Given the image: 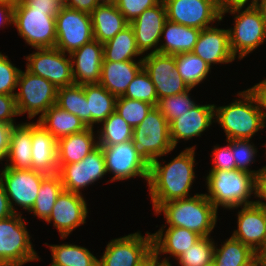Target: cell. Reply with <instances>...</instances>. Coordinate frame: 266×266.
Returning a JSON list of instances; mask_svg holds the SVG:
<instances>
[{"instance_id": "3", "label": "cell", "mask_w": 266, "mask_h": 266, "mask_svg": "<svg viewBox=\"0 0 266 266\" xmlns=\"http://www.w3.org/2000/svg\"><path fill=\"white\" fill-rule=\"evenodd\" d=\"M208 194L205 196L218 210V206L226 209L238 208L254 204L249 201L255 193V175L247 171L210 170L206 177Z\"/></svg>"}, {"instance_id": "13", "label": "cell", "mask_w": 266, "mask_h": 266, "mask_svg": "<svg viewBox=\"0 0 266 266\" xmlns=\"http://www.w3.org/2000/svg\"><path fill=\"white\" fill-rule=\"evenodd\" d=\"M36 50L25 58L28 71L47 79L57 88L74 84L70 55L67 57L66 53L56 47Z\"/></svg>"}, {"instance_id": "11", "label": "cell", "mask_w": 266, "mask_h": 266, "mask_svg": "<svg viewBox=\"0 0 266 266\" xmlns=\"http://www.w3.org/2000/svg\"><path fill=\"white\" fill-rule=\"evenodd\" d=\"M55 20L58 50L71 54L94 40L91 14L62 6Z\"/></svg>"}, {"instance_id": "17", "label": "cell", "mask_w": 266, "mask_h": 266, "mask_svg": "<svg viewBox=\"0 0 266 266\" xmlns=\"http://www.w3.org/2000/svg\"><path fill=\"white\" fill-rule=\"evenodd\" d=\"M65 191L81 194L80 190L101 179L106 173L104 154L97 146L83 160L72 164H58Z\"/></svg>"}, {"instance_id": "35", "label": "cell", "mask_w": 266, "mask_h": 266, "mask_svg": "<svg viewBox=\"0 0 266 266\" xmlns=\"http://www.w3.org/2000/svg\"><path fill=\"white\" fill-rule=\"evenodd\" d=\"M63 190L62 181L58 173L47 175L41 182L37 198L29 212H33L35 216L46 221L51 215L57 197Z\"/></svg>"}, {"instance_id": "30", "label": "cell", "mask_w": 266, "mask_h": 266, "mask_svg": "<svg viewBox=\"0 0 266 266\" xmlns=\"http://www.w3.org/2000/svg\"><path fill=\"white\" fill-rule=\"evenodd\" d=\"M32 122L16 124L10 132L9 150L5 167L32 169Z\"/></svg>"}, {"instance_id": "29", "label": "cell", "mask_w": 266, "mask_h": 266, "mask_svg": "<svg viewBox=\"0 0 266 266\" xmlns=\"http://www.w3.org/2000/svg\"><path fill=\"white\" fill-rule=\"evenodd\" d=\"M93 128L62 137L57 140L58 164L77 163L98 146Z\"/></svg>"}, {"instance_id": "44", "label": "cell", "mask_w": 266, "mask_h": 266, "mask_svg": "<svg viewBox=\"0 0 266 266\" xmlns=\"http://www.w3.org/2000/svg\"><path fill=\"white\" fill-rule=\"evenodd\" d=\"M250 139H234L232 140L233 157L236 164V169L247 171L253 175H257L260 171L250 170V163L254 162L255 154L257 150L254 144H249Z\"/></svg>"}, {"instance_id": "40", "label": "cell", "mask_w": 266, "mask_h": 266, "mask_svg": "<svg viewBox=\"0 0 266 266\" xmlns=\"http://www.w3.org/2000/svg\"><path fill=\"white\" fill-rule=\"evenodd\" d=\"M215 243L208 237H202L177 258L181 266H205L213 261Z\"/></svg>"}, {"instance_id": "39", "label": "cell", "mask_w": 266, "mask_h": 266, "mask_svg": "<svg viewBox=\"0 0 266 266\" xmlns=\"http://www.w3.org/2000/svg\"><path fill=\"white\" fill-rule=\"evenodd\" d=\"M101 128L97 131L100 133L98 145H115L133 140V127L115 111L102 122Z\"/></svg>"}, {"instance_id": "32", "label": "cell", "mask_w": 266, "mask_h": 266, "mask_svg": "<svg viewBox=\"0 0 266 266\" xmlns=\"http://www.w3.org/2000/svg\"><path fill=\"white\" fill-rule=\"evenodd\" d=\"M84 92L94 128V124L102 123L115 111L117 97L99 83L84 85Z\"/></svg>"}, {"instance_id": "18", "label": "cell", "mask_w": 266, "mask_h": 266, "mask_svg": "<svg viewBox=\"0 0 266 266\" xmlns=\"http://www.w3.org/2000/svg\"><path fill=\"white\" fill-rule=\"evenodd\" d=\"M238 229L232 237L249 246L255 253L266 255V209L255 204L238 211Z\"/></svg>"}, {"instance_id": "54", "label": "cell", "mask_w": 266, "mask_h": 266, "mask_svg": "<svg viewBox=\"0 0 266 266\" xmlns=\"http://www.w3.org/2000/svg\"><path fill=\"white\" fill-rule=\"evenodd\" d=\"M14 3L0 1V26L13 24L14 22Z\"/></svg>"}, {"instance_id": "12", "label": "cell", "mask_w": 266, "mask_h": 266, "mask_svg": "<svg viewBox=\"0 0 266 266\" xmlns=\"http://www.w3.org/2000/svg\"><path fill=\"white\" fill-rule=\"evenodd\" d=\"M47 175L34 169H13L4 167L0 172V181L4 186L11 209L16 203L29 211L37 198L41 182Z\"/></svg>"}, {"instance_id": "2", "label": "cell", "mask_w": 266, "mask_h": 266, "mask_svg": "<svg viewBox=\"0 0 266 266\" xmlns=\"http://www.w3.org/2000/svg\"><path fill=\"white\" fill-rule=\"evenodd\" d=\"M164 213L168 227H183L208 237L217 222V209L205 194L175 199L161 204L155 211Z\"/></svg>"}, {"instance_id": "43", "label": "cell", "mask_w": 266, "mask_h": 266, "mask_svg": "<svg viewBox=\"0 0 266 266\" xmlns=\"http://www.w3.org/2000/svg\"><path fill=\"white\" fill-rule=\"evenodd\" d=\"M190 88L184 93L167 96L158 100L157 108L170 124L174 119L192 109L196 103L189 97Z\"/></svg>"}, {"instance_id": "15", "label": "cell", "mask_w": 266, "mask_h": 266, "mask_svg": "<svg viewBox=\"0 0 266 266\" xmlns=\"http://www.w3.org/2000/svg\"><path fill=\"white\" fill-rule=\"evenodd\" d=\"M167 20L197 29L210 27L221 21L218 0H163Z\"/></svg>"}, {"instance_id": "9", "label": "cell", "mask_w": 266, "mask_h": 266, "mask_svg": "<svg viewBox=\"0 0 266 266\" xmlns=\"http://www.w3.org/2000/svg\"><path fill=\"white\" fill-rule=\"evenodd\" d=\"M19 92H15L18 115L28 113L32 119L39 113L42 116L51 106L56 104L57 87L47 79L32 74L27 69L21 70L18 78Z\"/></svg>"}, {"instance_id": "1", "label": "cell", "mask_w": 266, "mask_h": 266, "mask_svg": "<svg viewBox=\"0 0 266 266\" xmlns=\"http://www.w3.org/2000/svg\"><path fill=\"white\" fill-rule=\"evenodd\" d=\"M195 147L186 148L171 162L161 165L159 159L150 162L148 187L154 211L163 203L190 197L195 179Z\"/></svg>"}, {"instance_id": "20", "label": "cell", "mask_w": 266, "mask_h": 266, "mask_svg": "<svg viewBox=\"0 0 266 266\" xmlns=\"http://www.w3.org/2000/svg\"><path fill=\"white\" fill-rule=\"evenodd\" d=\"M167 21V11L163 0L154 7L143 11L135 20L129 23L133 29L136 45L141 54L151 48L150 53H158V43L161 32ZM156 47V48H155Z\"/></svg>"}, {"instance_id": "52", "label": "cell", "mask_w": 266, "mask_h": 266, "mask_svg": "<svg viewBox=\"0 0 266 266\" xmlns=\"http://www.w3.org/2000/svg\"><path fill=\"white\" fill-rule=\"evenodd\" d=\"M30 7L40 10H51L55 15L63 6L62 0H23Z\"/></svg>"}, {"instance_id": "41", "label": "cell", "mask_w": 266, "mask_h": 266, "mask_svg": "<svg viewBox=\"0 0 266 266\" xmlns=\"http://www.w3.org/2000/svg\"><path fill=\"white\" fill-rule=\"evenodd\" d=\"M123 97L136 99L157 106L158 96L155 86L144 68H142L130 82Z\"/></svg>"}, {"instance_id": "37", "label": "cell", "mask_w": 266, "mask_h": 266, "mask_svg": "<svg viewBox=\"0 0 266 266\" xmlns=\"http://www.w3.org/2000/svg\"><path fill=\"white\" fill-rule=\"evenodd\" d=\"M218 249L215 246L213 262L216 266H244L256 255L249 246L232 236Z\"/></svg>"}, {"instance_id": "62", "label": "cell", "mask_w": 266, "mask_h": 266, "mask_svg": "<svg viewBox=\"0 0 266 266\" xmlns=\"http://www.w3.org/2000/svg\"><path fill=\"white\" fill-rule=\"evenodd\" d=\"M205 266H216L215 263L212 261L211 263L205 265Z\"/></svg>"}, {"instance_id": "31", "label": "cell", "mask_w": 266, "mask_h": 266, "mask_svg": "<svg viewBox=\"0 0 266 266\" xmlns=\"http://www.w3.org/2000/svg\"><path fill=\"white\" fill-rule=\"evenodd\" d=\"M37 122L56 140L88 128L79 117L56 104L51 106L42 116H39Z\"/></svg>"}, {"instance_id": "55", "label": "cell", "mask_w": 266, "mask_h": 266, "mask_svg": "<svg viewBox=\"0 0 266 266\" xmlns=\"http://www.w3.org/2000/svg\"><path fill=\"white\" fill-rule=\"evenodd\" d=\"M249 0H218L220 12L228 11L234 8H244ZM251 1V0H250ZM258 0H252L247 7L256 6Z\"/></svg>"}, {"instance_id": "42", "label": "cell", "mask_w": 266, "mask_h": 266, "mask_svg": "<svg viewBox=\"0 0 266 266\" xmlns=\"http://www.w3.org/2000/svg\"><path fill=\"white\" fill-rule=\"evenodd\" d=\"M153 107L154 105L143 101L119 96L116 99L115 112L134 128L143 121Z\"/></svg>"}, {"instance_id": "27", "label": "cell", "mask_w": 266, "mask_h": 266, "mask_svg": "<svg viewBox=\"0 0 266 266\" xmlns=\"http://www.w3.org/2000/svg\"><path fill=\"white\" fill-rule=\"evenodd\" d=\"M164 227L166 225L152 234L153 250L158 255L169 253L177 259L185 250H188L202 238L199 234L183 227H168L165 232Z\"/></svg>"}, {"instance_id": "53", "label": "cell", "mask_w": 266, "mask_h": 266, "mask_svg": "<svg viewBox=\"0 0 266 266\" xmlns=\"http://www.w3.org/2000/svg\"><path fill=\"white\" fill-rule=\"evenodd\" d=\"M13 125L0 123V161L6 159L9 150L10 132Z\"/></svg>"}, {"instance_id": "28", "label": "cell", "mask_w": 266, "mask_h": 266, "mask_svg": "<svg viewBox=\"0 0 266 266\" xmlns=\"http://www.w3.org/2000/svg\"><path fill=\"white\" fill-rule=\"evenodd\" d=\"M200 32V29L167 20L161 32L165 42L158 46V53L176 55L193 52Z\"/></svg>"}, {"instance_id": "26", "label": "cell", "mask_w": 266, "mask_h": 266, "mask_svg": "<svg viewBox=\"0 0 266 266\" xmlns=\"http://www.w3.org/2000/svg\"><path fill=\"white\" fill-rule=\"evenodd\" d=\"M94 40L104 44L129 25L112 0H104L91 13Z\"/></svg>"}, {"instance_id": "56", "label": "cell", "mask_w": 266, "mask_h": 266, "mask_svg": "<svg viewBox=\"0 0 266 266\" xmlns=\"http://www.w3.org/2000/svg\"><path fill=\"white\" fill-rule=\"evenodd\" d=\"M13 214L14 212L11 209L4 186L0 181V220L10 217Z\"/></svg>"}, {"instance_id": "25", "label": "cell", "mask_w": 266, "mask_h": 266, "mask_svg": "<svg viewBox=\"0 0 266 266\" xmlns=\"http://www.w3.org/2000/svg\"><path fill=\"white\" fill-rule=\"evenodd\" d=\"M143 68L142 59L130 61H103L99 84L116 97L123 96L128 85Z\"/></svg>"}, {"instance_id": "51", "label": "cell", "mask_w": 266, "mask_h": 266, "mask_svg": "<svg viewBox=\"0 0 266 266\" xmlns=\"http://www.w3.org/2000/svg\"><path fill=\"white\" fill-rule=\"evenodd\" d=\"M248 90L254 95L258 103L259 110L261 111L263 119L266 122V79L255 84Z\"/></svg>"}, {"instance_id": "24", "label": "cell", "mask_w": 266, "mask_h": 266, "mask_svg": "<svg viewBox=\"0 0 266 266\" xmlns=\"http://www.w3.org/2000/svg\"><path fill=\"white\" fill-rule=\"evenodd\" d=\"M32 169L46 175L57 174V140L38 122H32Z\"/></svg>"}, {"instance_id": "50", "label": "cell", "mask_w": 266, "mask_h": 266, "mask_svg": "<svg viewBox=\"0 0 266 266\" xmlns=\"http://www.w3.org/2000/svg\"><path fill=\"white\" fill-rule=\"evenodd\" d=\"M104 0H62L63 6L91 14Z\"/></svg>"}, {"instance_id": "57", "label": "cell", "mask_w": 266, "mask_h": 266, "mask_svg": "<svg viewBox=\"0 0 266 266\" xmlns=\"http://www.w3.org/2000/svg\"><path fill=\"white\" fill-rule=\"evenodd\" d=\"M159 255L152 250L144 259H142L136 266H158L160 263Z\"/></svg>"}, {"instance_id": "45", "label": "cell", "mask_w": 266, "mask_h": 266, "mask_svg": "<svg viewBox=\"0 0 266 266\" xmlns=\"http://www.w3.org/2000/svg\"><path fill=\"white\" fill-rule=\"evenodd\" d=\"M21 69L16 68L8 56L0 52V94L15 95Z\"/></svg>"}, {"instance_id": "47", "label": "cell", "mask_w": 266, "mask_h": 266, "mask_svg": "<svg viewBox=\"0 0 266 266\" xmlns=\"http://www.w3.org/2000/svg\"><path fill=\"white\" fill-rule=\"evenodd\" d=\"M226 147L214 146L213 151V167L211 170H235L236 164L232 151V140H226Z\"/></svg>"}, {"instance_id": "5", "label": "cell", "mask_w": 266, "mask_h": 266, "mask_svg": "<svg viewBox=\"0 0 266 266\" xmlns=\"http://www.w3.org/2000/svg\"><path fill=\"white\" fill-rule=\"evenodd\" d=\"M55 16L51 10L35 9L21 0L14 6L13 26L31 47L54 48L57 38Z\"/></svg>"}, {"instance_id": "61", "label": "cell", "mask_w": 266, "mask_h": 266, "mask_svg": "<svg viewBox=\"0 0 266 266\" xmlns=\"http://www.w3.org/2000/svg\"><path fill=\"white\" fill-rule=\"evenodd\" d=\"M0 1H7L16 4L19 3L21 0H0Z\"/></svg>"}, {"instance_id": "10", "label": "cell", "mask_w": 266, "mask_h": 266, "mask_svg": "<svg viewBox=\"0 0 266 266\" xmlns=\"http://www.w3.org/2000/svg\"><path fill=\"white\" fill-rule=\"evenodd\" d=\"M99 146L104 154L107 173L114 174L110 182L127 180L136 176L148 181L150 163L139 152L133 140Z\"/></svg>"}, {"instance_id": "4", "label": "cell", "mask_w": 266, "mask_h": 266, "mask_svg": "<svg viewBox=\"0 0 266 266\" xmlns=\"http://www.w3.org/2000/svg\"><path fill=\"white\" fill-rule=\"evenodd\" d=\"M238 95L240 99L230 105L214 108V117L227 140L251 139L256 132L266 127L254 95L248 89Z\"/></svg>"}, {"instance_id": "22", "label": "cell", "mask_w": 266, "mask_h": 266, "mask_svg": "<svg viewBox=\"0 0 266 266\" xmlns=\"http://www.w3.org/2000/svg\"><path fill=\"white\" fill-rule=\"evenodd\" d=\"M215 105H195L189 111L180 115L169 124L170 139L176 148L180 139L189 140L194 136H201L214 119Z\"/></svg>"}, {"instance_id": "8", "label": "cell", "mask_w": 266, "mask_h": 266, "mask_svg": "<svg viewBox=\"0 0 266 266\" xmlns=\"http://www.w3.org/2000/svg\"><path fill=\"white\" fill-rule=\"evenodd\" d=\"M133 141L149 163L175 149L170 139L169 123L156 106L133 128Z\"/></svg>"}, {"instance_id": "34", "label": "cell", "mask_w": 266, "mask_h": 266, "mask_svg": "<svg viewBox=\"0 0 266 266\" xmlns=\"http://www.w3.org/2000/svg\"><path fill=\"white\" fill-rule=\"evenodd\" d=\"M56 105L76 115L91 128V113H88L84 85L72 84L57 88Z\"/></svg>"}, {"instance_id": "7", "label": "cell", "mask_w": 266, "mask_h": 266, "mask_svg": "<svg viewBox=\"0 0 266 266\" xmlns=\"http://www.w3.org/2000/svg\"><path fill=\"white\" fill-rule=\"evenodd\" d=\"M241 9L234 8L221 13V19L225 13L235 14V25L228 29L229 44L232 54L240 60L266 40V24L259 10L255 6Z\"/></svg>"}, {"instance_id": "38", "label": "cell", "mask_w": 266, "mask_h": 266, "mask_svg": "<svg viewBox=\"0 0 266 266\" xmlns=\"http://www.w3.org/2000/svg\"><path fill=\"white\" fill-rule=\"evenodd\" d=\"M176 69L181 75L183 81L194 88L196 85L206 79L211 67L199 56L193 52L176 54Z\"/></svg>"}, {"instance_id": "6", "label": "cell", "mask_w": 266, "mask_h": 266, "mask_svg": "<svg viewBox=\"0 0 266 266\" xmlns=\"http://www.w3.org/2000/svg\"><path fill=\"white\" fill-rule=\"evenodd\" d=\"M22 214L0 220V266H22L40 259L30 241Z\"/></svg>"}, {"instance_id": "46", "label": "cell", "mask_w": 266, "mask_h": 266, "mask_svg": "<svg viewBox=\"0 0 266 266\" xmlns=\"http://www.w3.org/2000/svg\"><path fill=\"white\" fill-rule=\"evenodd\" d=\"M119 11L123 14L125 19L131 23L143 11L148 8L154 7L161 0H112Z\"/></svg>"}, {"instance_id": "59", "label": "cell", "mask_w": 266, "mask_h": 266, "mask_svg": "<svg viewBox=\"0 0 266 266\" xmlns=\"http://www.w3.org/2000/svg\"><path fill=\"white\" fill-rule=\"evenodd\" d=\"M255 7L259 10L262 19L266 24V0H258Z\"/></svg>"}, {"instance_id": "14", "label": "cell", "mask_w": 266, "mask_h": 266, "mask_svg": "<svg viewBox=\"0 0 266 266\" xmlns=\"http://www.w3.org/2000/svg\"><path fill=\"white\" fill-rule=\"evenodd\" d=\"M142 64L155 86L158 100L190 89L176 69L174 55L148 53Z\"/></svg>"}, {"instance_id": "21", "label": "cell", "mask_w": 266, "mask_h": 266, "mask_svg": "<svg viewBox=\"0 0 266 266\" xmlns=\"http://www.w3.org/2000/svg\"><path fill=\"white\" fill-rule=\"evenodd\" d=\"M69 55L72 63L74 84L99 83L104 59L103 44L97 40H92Z\"/></svg>"}, {"instance_id": "49", "label": "cell", "mask_w": 266, "mask_h": 266, "mask_svg": "<svg viewBox=\"0 0 266 266\" xmlns=\"http://www.w3.org/2000/svg\"><path fill=\"white\" fill-rule=\"evenodd\" d=\"M254 197L261 198V200L254 201V204L266 209V166L262 167L255 176V191ZM264 200V201H263Z\"/></svg>"}, {"instance_id": "33", "label": "cell", "mask_w": 266, "mask_h": 266, "mask_svg": "<svg viewBox=\"0 0 266 266\" xmlns=\"http://www.w3.org/2000/svg\"><path fill=\"white\" fill-rule=\"evenodd\" d=\"M139 55L142 54L137 48L134 32L130 24L103 44V61H130Z\"/></svg>"}, {"instance_id": "36", "label": "cell", "mask_w": 266, "mask_h": 266, "mask_svg": "<svg viewBox=\"0 0 266 266\" xmlns=\"http://www.w3.org/2000/svg\"><path fill=\"white\" fill-rule=\"evenodd\" d=\"M51 266H98V260L87 248L72 244L49 245Z\"/></svg>"}, {"instance_id": "19", "label": "cell", "mask_w": 266, "mask_h": 266, "mask_svg": "<svg viewBox=\"0 0 266 266\" xmlns=\"http://www.w3.org/2000/svg\"><path fill=\"white\" fill-rule=\"evenodd\" d=\"M87 203L82 195L63 190L57 197L51 215L46 222L53 221L61 238L67 236L78 226L86 223Z\"/></svg>"}, {"instance_id": "23", "label": "cell", "mask_w": 266, "mask_h": 266, "mask_svg": "<svg viewBox=\"0 0 266 266\" xmlns=\"http://www.w3.org/2000/svg\"><path fill=\"white\" fill-rule=\"evenodd\" d=\"M193 53L201 57L210 67L212 64L230 63L236 58L230 48L228 29L212 25L201 30Z\"/></svg>"}, {"instance_id": "16", "label": "cell", "mask_w": 266, "mask_h": 266, "mask_svg": "<svg viewBox=\"0 0 266 266\" xmlns=\"http://www.w3.org/2000/svg\"><path fill=\"white\" fill-rule=\"evenodd\" d=\"M98 266H136L153 250L152 234L140 232L111 240Z\"/></svg>"}, {"instance_id": "60", "label": "cell", "mask_w": 266, "mask_h": 266, "mask_svg": "<svg viewBox=\"0 0 266 266\" xmlns=\"http://www.w3.org/2000/svg\"><path fill=\"white\" fill-rule=\"evenodd\" d=\"M158 266H172L170 263H169V260L168 258H164L159 264Z\"/></svg>"}, {"instance_id": "48", "label": "cell", "mask_w": 266, "mask_h": 266, "mask_svg": "<svg viewBox=\"0 0 266 266\" xmlns=\"http://www.w3.org/2000/svg\"><path fill=\"white\" fill-rule=\"evenodd\" d=\"M14 116H18L15 95L0 94V123L14 126Z\"/></svg>"}, {"instance_id": "58", "label": "cell", "mask_w": 266, "mask_h": 266, "mask_svg": "<svg viewBox=\"0 0 266 266\" xmlns=\"http://www.w3.org/2000/svg\"><path fill=\"white\" fill-rule=\"evenodd\" d=\"M244 266H266V257L261 254H257L249 263Z\"/></svg>"}]
</instances>
